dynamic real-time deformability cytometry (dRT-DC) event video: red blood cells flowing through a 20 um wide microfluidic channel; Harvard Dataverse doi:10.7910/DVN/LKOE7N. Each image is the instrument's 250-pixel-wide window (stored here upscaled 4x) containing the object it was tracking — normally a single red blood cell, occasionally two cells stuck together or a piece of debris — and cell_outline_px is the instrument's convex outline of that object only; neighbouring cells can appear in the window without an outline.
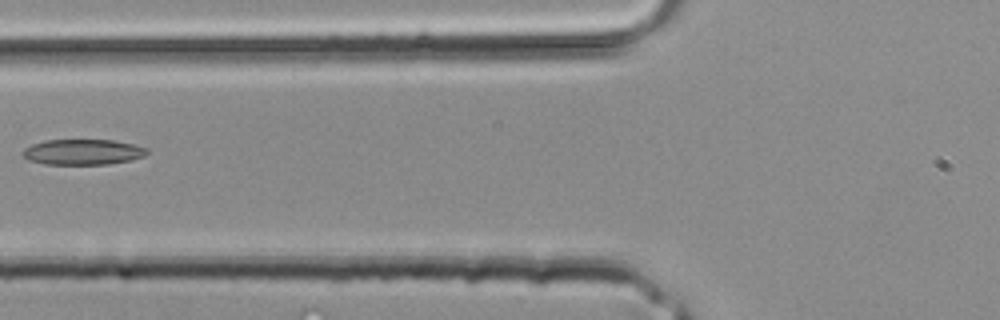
{"species": "common noctule bat (a hibernating species)", "species_latin": "Nyctalus noctula", "temperature_condition": "room temperature", "stored_images_in_passage": 3, "camera_frame_rate_fps": 3000, "um_per_image_px": 0.085, "animal": {"sex": "male", "body_mass_g": 20.4}, "frame": {"image": 1, "passage_image": 3, "time_ms": 0.667, "image_size_px": [1000, 320], "cell_outline_px": [[148, 152], [144, 156], [132, 160], [108, 164], [44, 164], [28, 160], [20, 152], [24, 148], [32, 144], [44, 140], [116, 140], [148, 148]], "centroid_in_image_um": [7.03, 12.92], "position_along_channel_um": 118.8, "area_um2": 18.61}}